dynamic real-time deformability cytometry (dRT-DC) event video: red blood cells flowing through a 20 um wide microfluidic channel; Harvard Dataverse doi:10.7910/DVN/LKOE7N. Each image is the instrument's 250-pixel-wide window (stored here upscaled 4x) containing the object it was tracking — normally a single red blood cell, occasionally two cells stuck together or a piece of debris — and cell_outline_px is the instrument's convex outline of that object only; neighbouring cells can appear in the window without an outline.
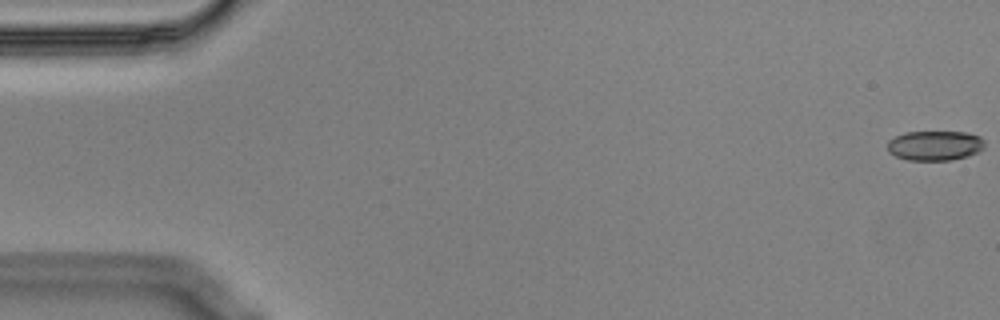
{"species": "Egyptian fruit bat (a non-hibernating species)", "species_latin": "Rousettus aegyptiacus", "temperature_condition": "cold", "stored_images_in_passage": 57, "camera_frame_rate_fps": 3000, "um_per_image_px": 0.085, "animal": {"sex": "male"}, "frame": {"image": 1, "passage_image": 1, "time_ms": 0.0, "image_size_px": [1000, 320], "cell_outline_px": [[984, 148], [968, 156], [952, 160], [908, 160], [896, 156], [888, 152], [888, 140], [904, 132], [968, 132], [980, 136], [984, 140]], "centroid_in_image_um": [79.47, 12.37], "position_along_channel_um": 5.5, "area_um2": 16.94}}
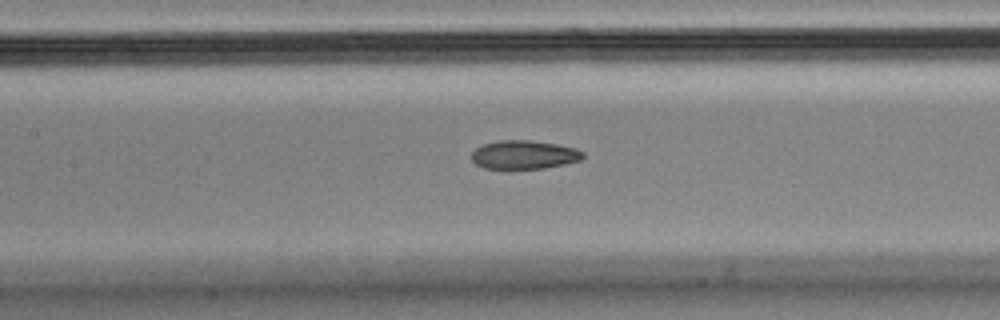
{"frame": {"image": 2, "passage_image": 26, "time_ms": 8.333, "image_size_px": [1000, 320], "cell_outline_px": [[584, 156], [580, 160], [564, 164], [544, 168], [484, 168], [476, 164], [472, 160], [472, 152], [476, 148], [484, 144], [500, 140], [528, 140], [556, 144], [576, 148], [584, 152]], "centroid_in_image_um": [44.55, 13.14], "position_along_channel_um": 162.8, "area_um2": 18.38}}
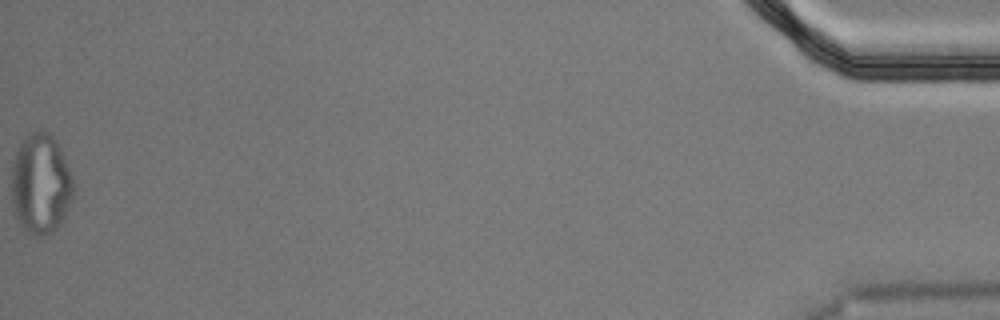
{"frame": {"image": 3, "passage_image": 57, "time_ms": 18.667, "image_size_px": [1000, 320], "cell_outline_px": [[76, 192], [60, 224], [52, 232], [44, 236], [36, 236], [28, 232], [20, 224], [16, 216], [12, 204], [12, 164], [16, 152], [24, 136], [36, 128], [48, 132], [56, 140], [64, 156], [72, 176]], "centroid_in_image_um": [3.48, 15.61], "position_along_channel_um": 431.7, "area_um2": 36.59}, "authors_computed_cell_mechanics": {"area_um2": 19.1896, "velocity_mm_per_s": 3.5793, "shape_relaxation_time_tau1_ms": null, "shape_relaxation_time_tau2_ms": 3.9394, "deformation_change_tau1": null, "deformation_change_tau2": 0.107}}